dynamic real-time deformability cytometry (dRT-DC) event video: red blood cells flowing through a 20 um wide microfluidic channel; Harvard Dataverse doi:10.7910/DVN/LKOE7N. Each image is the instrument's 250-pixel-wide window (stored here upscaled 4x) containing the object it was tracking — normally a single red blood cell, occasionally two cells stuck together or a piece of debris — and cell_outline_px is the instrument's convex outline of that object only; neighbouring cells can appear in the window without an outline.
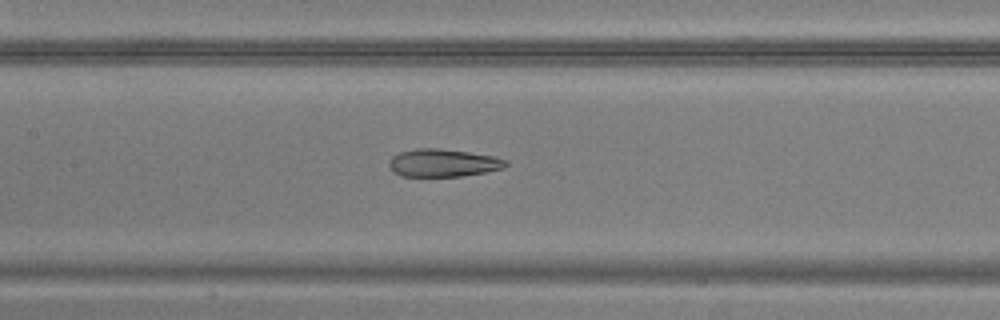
{"species": "common noctule bat (a hibernating species)", "species_latin": "Nyctalus noctula", "temperature_condition": "warm", "stored_images_in_passage": 30, "camera_frame_rate_fps": 3000, "um_per_image_px": 0.085, "animal": {"sex": "male", "body_mass_g": 20.5, "forearm_length_mm": 52.5}, "frame": {"image": 1, "passage_image": 10, "time_ms": 3.0, "image_size_px": [1000, 320], "cell_outline_px": [[508, 164], [504, 168], [464, 176], [400, 176], [392, 172], [388, 164], [388, 160], [392, 156], [400, 152], [416, 148], [440, 148], [496, 156], [508, 160]], "centroid_in_image_um": [37.65, 13.84], "position_along_channel_um": 169.7, "area_um2": 19.13}}
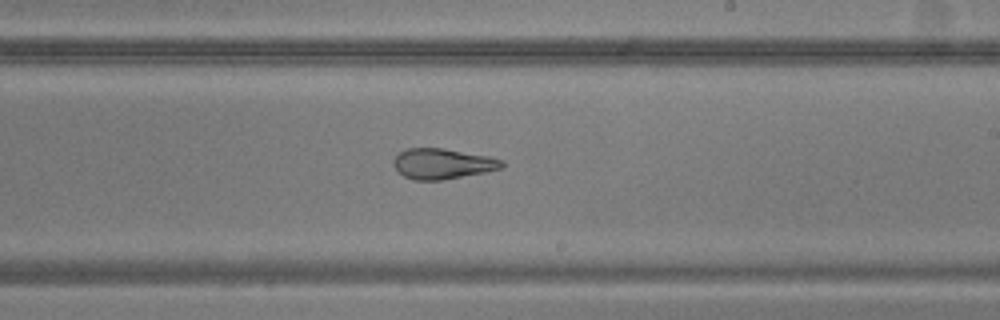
{"frame": {"image": 2, "passage_image": 16, "time_ms": 5.0, "image_size_px": [1000, 320], "cell_outline_px": [[504, 168], [444, 180], [412, 180], [404, 176], [392, 164], [392, 160], [404, 148], [444, 148], [488, 156], [504, 160]], "centroid_in_image_um": [37.62, 13.91], "position_along_channel_um": 251.4, "area_um2": 19.36}}
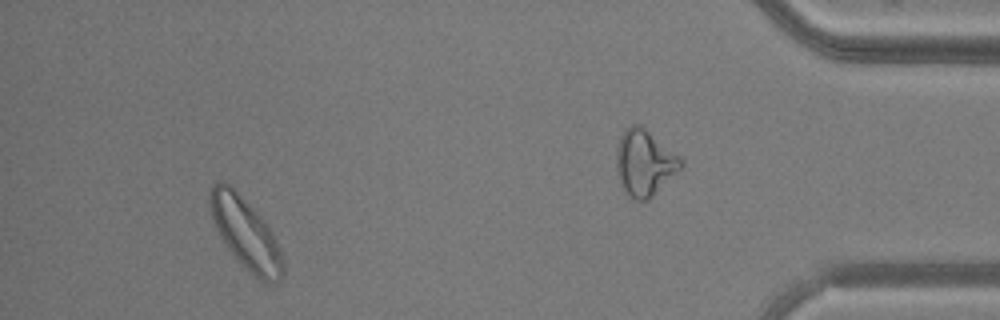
{"frame": {"image": 3, "passage_image": 26, "time_ms": 8.333, "image_size_px": [1000, 320], "cell_outline_px": [[284, 272], [280, 280], [272, 284], [264, 284], [244, 268], [236, 260], [224, 244], [212, 220], [208, 196], [212, 184], [216, 180], [224, 180], [264, 220], [272, 232], [276, 240], [284, 260]], "centroid_in_image_um": [20.87, 19.89], "position_along_channel_um": 414.3, "area_um2": 30.52}}